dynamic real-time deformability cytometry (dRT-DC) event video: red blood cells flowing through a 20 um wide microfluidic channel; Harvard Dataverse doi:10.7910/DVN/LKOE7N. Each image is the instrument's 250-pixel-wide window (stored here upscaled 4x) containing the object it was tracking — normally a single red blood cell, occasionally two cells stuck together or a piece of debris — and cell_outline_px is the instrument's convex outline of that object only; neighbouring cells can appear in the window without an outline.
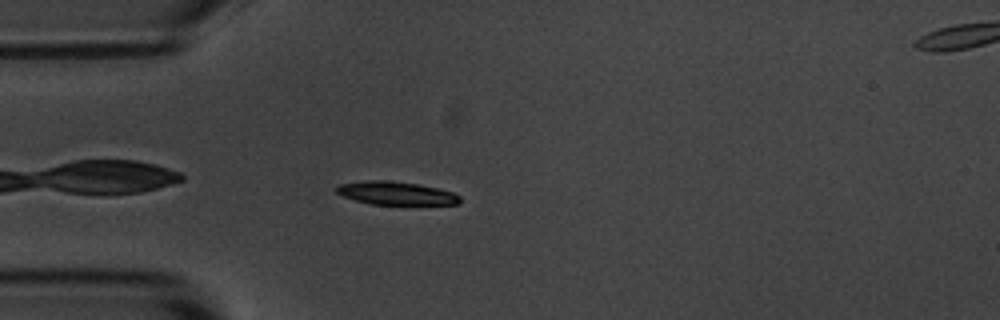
{"species": "common noctule bat (a hibernating species)", "species_latin": "Nyctalus noctula", "temperature_condition": "room temperature", "stored_images_in_passage": 3, "camera_frame_rate_fps": 3000, "um_per_image_px": 0.085, "animal": {"sex": "male", "body_mass_g": 20.1, "forearm_length_mm": 53.5}, "frame": {"image": 1, "passage_image": 3, "time_ms": 2.333, "image_size_px": [1000, 320], "cell_outline_px": [[460, 204], [372, 204], [356, 200], [344, 196], [336, 192], [336, 188], [340, 184], [368, 180], [384, 180], [416, 184], [436, 188], [452, 192], [460, 196]], "centroid_in_image_um": [33.66, 16.42], "position_along_channel_um": 51.3, "area_um2": 16.3}}